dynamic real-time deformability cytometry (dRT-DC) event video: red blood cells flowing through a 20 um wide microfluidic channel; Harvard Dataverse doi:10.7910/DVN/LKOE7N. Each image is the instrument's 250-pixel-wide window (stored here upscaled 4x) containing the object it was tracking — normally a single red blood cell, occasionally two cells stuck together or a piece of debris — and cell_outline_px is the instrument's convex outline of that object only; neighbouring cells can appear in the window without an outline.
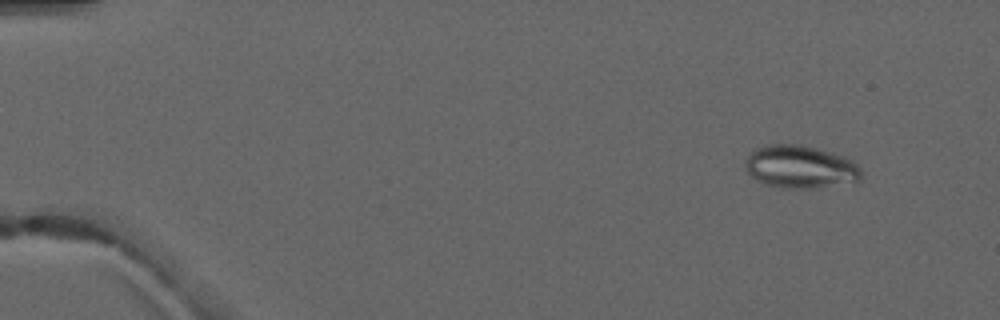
{"species": "common noctule bat (a hibernating species)", "species_latin": "Nyctalus noctula", "temperature_condition": "warm", "stored_images_in_passage": 4, "camera_frame_rate_fps": 3000, "um_per_image_px": 0.085, "animal": {"sex": "male", "forearm_length_mm": 52.5}, "frame": {"image": 1, "passage_image": 1, "time_ms": 0.0, "image_size_px": [1000, 320], "cell_outline_px": [[860, 180], [820, 188], [784, 188], [768, 184], [756, 180], [744, 168], [744, 160], [756, 148], [768, 144], [800, 144], [832, 152], [844, 156], [852, 160], [860, 168]], "centroid_in_image_um": [68.01, 14.17], "position_along_channel_um": 17.0, "area_um2": 28.96}}